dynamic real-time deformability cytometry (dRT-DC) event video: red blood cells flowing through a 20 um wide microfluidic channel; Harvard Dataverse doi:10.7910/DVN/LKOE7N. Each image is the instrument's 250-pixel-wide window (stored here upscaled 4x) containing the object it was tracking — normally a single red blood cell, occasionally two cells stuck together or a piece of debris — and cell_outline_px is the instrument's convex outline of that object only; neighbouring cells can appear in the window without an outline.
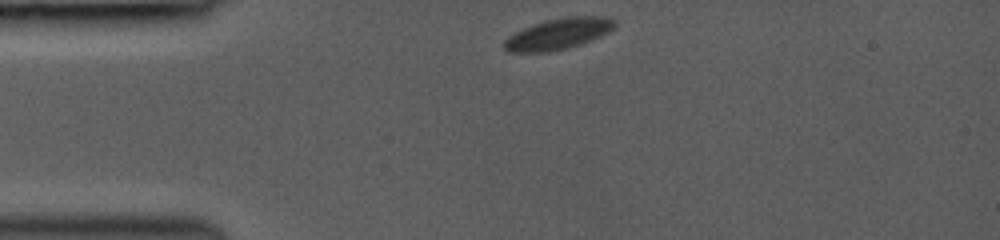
{"species": "common noctule bat (a hibernating species)", "species_latin": "Nyctalus noctula", "temperature_condition": "room temperature", "stored_images_in_passage": 38, "camera_frame_rate_fps": 3000, "um_per_image_px": 0.085, "animal": {"sex": "female", "body_mass_g": 19.0, "forearm_length_mm": 53.3}, "frame": {"image": 1, "passage_image": 1, "time_ms": 0.0, "image_size_px": [1000, 240], "cell_outline_px": [[616, 24], [608, 32], [600, 36], [580, 44], [568, 48], [548, 52], [508, 52], [504, 48], [504, 40], [508, 36], [532, 24], [564, 16], [604, 16], [616, 20]], "centroid_in_image_um": [47.45, 2.87], "position_along_channel_um": 37.5, "area_um2": 19.94}}
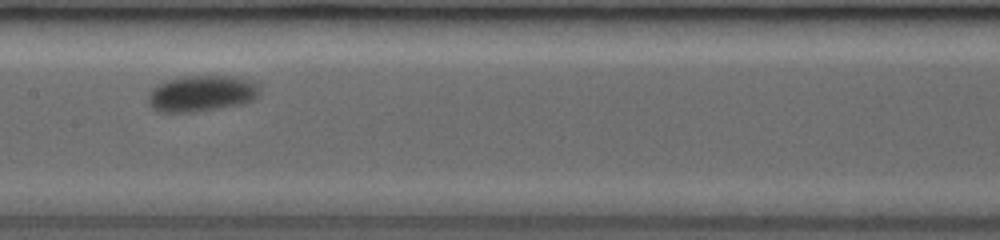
{"frame": {"image": 2, "passage_image": 14, "time_ms": 4.667, "image_size_px": [1000, 240], "cell_outline_px": [[260, 88], [256, 96], [252, 100], [240, 104], [196, 112], [160, 112], [152, 108], [148, 104], [148, 92], [156, 84], [168, 80], [184, 76], [232, 76], [248, 80], [256, 84]], "centroid_in_image_um": [17.06, 7.95], "position_along_channel_um": 190.3, "area_um2": 23.41}}
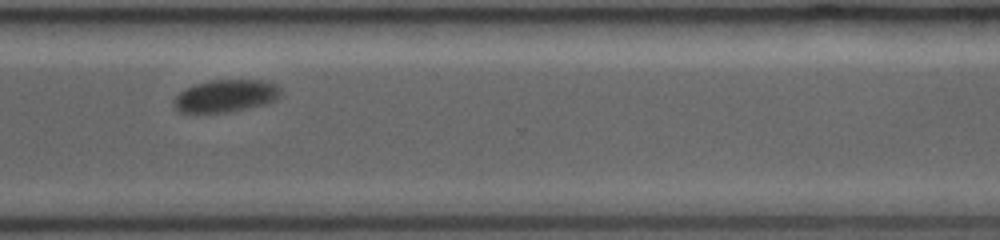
{"frame": {"image": 3, "passage_image": 37, "time_ms": 8.667, "image_size_px": [1000, 240], "cell_outline_px": [[280, 96], [276, 100], [268, 104], [248, 108], [224, 112], [180, 112], [172, 104], [172, 100], [180, 92], [196, 84], [212, 80], [264, 80], [276, 84], [280, 88]], "centroid_in_image_um": [19.22, 8.15], "position_along_channel_um": 351.4, "area_um2": 20.11}}